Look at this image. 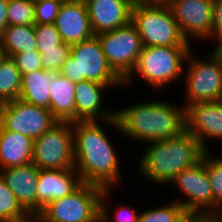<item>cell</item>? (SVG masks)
<instances>
[{"label":"cell","instance_id":"1","mask_svg":"<svg viewBox=\"0 0 222 222\" xmlns=\"http://www.w3.org/2000/svg\"><path fill=\"white\" fill-rule=\"evenodd\" d=\"M99 123V120L72 122L74 168L82 182L111 189L122 180L120 157L105 127L102 129Z\"/></svg>","mask_w":222,"mask_h":222},{"label":"cell","instance_id":"2","mask_svg":"<svg viewBox=\"0 0 222 222\" xmlns=\"http://www.w3.org/2000/svg\"><path fill=\"white\" fill-rule=\"evenodd\" d=\"M121 135L133 141H162L185 130V106L151 99L116 110Z\"/></svg>","mask_w":222,"mask_h":222},{"label":"cell","instance_id":"3","mask_svg":"<svg viewBox=\"0 0 222 222\" xmlns=\"http://www.w3.org/2000/svg\"><path fill=\"white\" fill-rule=\"evenodd\" d=\"M148 145L137 162L138 171L134 170L144 179L160 185L169 184L178 173L198 163L206 152L186 130L173 138L148 141Z\"/></svg>","mask_w":222,"mask_h":222},{"label":"cell","instance_id":"4","mask_svg":"<svg viewBox=\"0 0 222 222\" xmlns=\"http://www.w3.org/2000/svg\"><path fill=\"white\" fill-rule=\"evenodd\" d=\"M191 50L192 46L142 47L137 65L124 81V87L134 83L131 81L135 77L140 78L148 86L150 85L151 89L158 92L172 82L176 83L180 80L182 82L184 66Z\"/></svg>","mask_w":222,"mask_h":222},{"label":"cell","instance_id":"5","mask_svg":"<svg viewBox=\"0 0 222 222\" xmlns=\"http://www.w3.org/2000/svg\"><path fill=\"white\" fill-rule=\"evenodd\" d=\"M143 47L190 46L183 37L167 2H137L132 18Z\"/></svg>","mask_w":222,"mask_h":222},{"label":"cell","instance_id":"6","mask_svg":"<svg viewBox=\"0 0 222 222\" xmlns=\"http://www.w3.org/2000/svg\"><path fill=\"white\" fill-rule=\"evenodd\" d=\"M60 73L75 83L89 80L124 88V81L110 67L96 35L71 45L70 56Z\"/></svg>","mask_w":222,"mask_h":222},{"label":"cell","instance_id":"7","mask_svg":"<svg viewBox=\"0 0 222 222\" xmlns=\"http://www.w3.org/2000/svg\"><path fill=\"white\" fill-rule=\"evenodd\" d=\"M208 53L206 59L195 56L192 50L187 56L182 80L185 107L222 99V56L214 48Z\"/></svg>","mask_w":222,"mask_h":222},{"label":"cell","instance_id":"8","mask_svg":"<svg viewBox=\"0 0 222 222\" xmlns=\"http://www.w3.org/2000/svg\"><path fill=\"white\" fill-rule=\"evenodd\" d=\"M103 190L83 182L69 195L49 203L39 214L48 222H100Z\"/></svg>","mask_w":222,"mask_h":222},{"label":"cell","instance_id":"9","mask_svg":"<svg viewBox=\"0 0 222 222\" xmlns=\"http://www.w3.org/2000/svg\"><path fill=\"white\" fill-rule=\"evenodd\" d=\"M32 163L39 169L74 168L72 122H58L34 140Z\"/></svg>","mask_w":222,"mask_h":222},{"label":"cell","instance_id":"10","mask_svg":"<svg viewBox=\"0 0 222 222\" xmlns=\"http://www.w3.org/2000/svg\"><path fill=\"white\" fill-rule=\"evenodd\" d=\"M96 36L110 67L125 81L135 69L143 47L136 26L130 21Z\"/></svg>","mask_w":222,"mask_h":222},{"label":"cell","instance_id":"11","mask_svg":"<svg viewBox=\"0 0 222 222\" xmlns=\"http://www.w3.org/2000/svg\"><path fill=\"white\" fill-rule=\"evenodd\" d=\"M58 122L49 109L29 104L21 99L4 103L1 108L0 125L5 130L21 133L33 140Z\"/></svg>","mask_w":222,"mask_h":222},{"label":"cell","instance_id":"12","mask_svg":"<svg viewBox=\"0 0 222 222\" xmlns=\"http://www.w3.org/2000/svg\"><path fill=\"white\" fill-rule=\"evenodd\" d=\"M169 184L185 196V200L178 197L174 201L186 212H213V193L205 169V154L198 163L178 173Z\"/></svg>","mask_w":222,"mask_h":222},{"label":"cell","instance_id":"13","mask_svg":"<svg viewBox=\"0 0 222 222\" xmlns=\"http://www.w3.org/2000/svg\"><path fill=\"white\" fill-rule=\"evenodd\" d=\"M183 37L204 41L210 38L213 19V0H168Z\"/></svg>","mask_w":222,"mask_h":222},{"label":"cell","instance_id":"14","mask_svg":"<svg viewBox=\"0 0 222 222\" xmlns=\"http://www.w3.org/2000/svg\"><path fill=\"white\" fill-rule=\"evenodd\" d=\"M111 88L104 84L94 81L83 80L75 84V121H91L99 120L106 123L109 127L121 132L117 117L116 110L110 111L104 109L106 96L105 91Z\"/></svg>","mask_w":222,"mask_h":222},{"label":"cell","instance_id":"15","mask_svg":"<svg viewBox=\"0 0 222 222\" xmlns=\"http://www.w3.org/2000/svg\"><path fill=\"white\" fill-rule=\"evenodd\" d=\"M185 130L209 151L207 139L222 140V101L197 102L185 107Z\"/></svg>","mask_w":222,"mask_h":222},{"label":"cell","instance_id":"16","mask_svg":"<svg viewBox=\"0 0 222 222\" xmlns=\"http://www.w3.org/2000/svg\"><path fill=\"white\" fill-rule=\"evenodd\" d=\"M75 168L67 170L40 169L36 193V214L54 200L63 198L82 184Z\"/></svg>","mask_w":222,"mask_h":222},{"label":"cell","instance_id":"17","mask_svg":"<svg viewBox=\"0 0 222 222\" xmlns=\"http://www.w3.org/2000/svg\"><path fill=\"white\" fill-rule=\"evenodd\" d=\"M131 0H90L86 3L91 30L94 35L113 31L131 21Z\"/></svg>","mask_w":222,"mask_h":222},{"label":"cell","instance_id":"18","mask_svg":"<svg viewBox=\"0 0 222 222\" xmlns=\"http://www.w3.org/2000/svg\"><path fill=\"white\" fill-rule=\"evenodd\" d=\"M54 25L62 41L70 45L82 42L94 35L85 3L64 0Z\"/></svg>","mask_w":222,"mask_h":222},{"label":"cell","instance_id":"19","mask_svg":"<svg viewBox=\"0 0 222 222\" xmlns=\"http://www.w3.org/2000/svg\"><path fill=\"white\" fill-rule=\"evenodd\" d=\"M39 171L40 169L33 163L0 170L1 177L30 215L36 214Z\"/></svg>","mask_w":222,"mask_h":222},{"label":"cell","instance_id":"20","mask_svg":"<svg viewBox=\"0 0 222 222\" xmlns=\"http://www.w3.org/2000/svg\"><path fill=\"white\" fill-rule=\"evenodd\" d=\"M34 140L0 125V170L32 163Z\"/></svg>","mask_w":222,"mask_h":222},{"label":"cell","instance_id":"21","mask_svg":"<svg viewBox=\"0 0 222 222\" xmlns=\"http://www.w3.org/2000/svg\"><path fill=\"white\" fill-rule=\"evenodd\" d=\"M75 84L60 72L52 77L49 85L50 111L59 122L75 121Z\"/></svg>","mask_w":222,"mask_h":222},{"label":"cell","instance_id":"22","mask_svg":"<svg viewBox=\"0 0 222 222\" xmlns=\"http://www.w3.org/2000/svg\"><path fill=\"white\" fill-rule=\"evenodd\" d=\"M55 73L45 69L22 74L19 99L50 110L49 85Z\"/></svg>","mask_w":222,"mask_h":222},{"label":"cell","instance_id":"23","mask_svg":"<svg viewBox=\"0 0 222 222\" xmlns=\"http://www.w3.org/2000/svg\"><path fill=\"white\" fill-rule=\"evenodd\" d=\"M5 56L38 51L34 25L7 26L0 35Z\"/></svg>","mask_w":222,"mask_h":222},{"label":"cell","instance_id":"24","mask_svg":"<svg viewBox=\"0 0 222 222\" xmlns=\"http://www.w3.org/2000/svg\"><path fill=\"white\" fill-rule=\"evenodd\" d=\"M21 72L11 57L0 61V101L8 103L19 99L21 91Z\"/></svg>","mask_w":222,"mask_h":222},{"label":"cell","instance_id":"25","mask_svg":"<svg viewBox=\"0 0 222 222\" xmlns=\"http://www.w3.org/2000/svg\"><path fill=\"white\" fill-rule=\"evenodd\" d=\"M29 216L0 175V222L17 221Z\"/></svg>","mask_w":222,"mask_h":222},{"label":"cell","instance_id":"26","mask_svg":"<svg viewBox=\"0 0 222 222\" xmlns=\"http://www.w3.org/2000/svg\"><path fill=\"white\" fill-rule=\"evenodd\" d=\"M112 189H104L100 199V222H138L140 211L128 205L118 204L110 209L108 199L111 198ZM110 196V197H109ZM113 211V214L110 212ZM112 214V215H110Z\"/></svg>","mask_w":222,"mask_h":222},{"label":"cell","instance_id":"27","mask_svg":"<svg viewBox=\"0 0 222 222\" xmlns=\"http://www.w3.org/2000/svg\"><path fill=\"white\" fill-rule=\"evenodd\" d=\"M205 169L213 193V212L222 211V155L215 157L205 152Z\"/></svg>","mask_w":222,"mask_h":222},{"label":"cell","instance_id":"28","mask_svg":"<svg viewBox=\"0 0 222 222\" xmlns=\"http://www.w3.org/2000/svg\"><path fill=\"white\" fill-rule=\"evenodd\" d=\"M186 213L177 201H169L165 205L152 207L139 214L138 222H178Z\"/></svg>","mask_w":222,"mask_h":222},{"label":"cell","instance_id":"29","mask_svg":"<svg viewBox=\"0 0 222 222\" xmlns=\"http://www.w3.org/2000/svg\"><path fill=\"white\" fill-rule=\"evenodd\" d=\"M8 26L35 25V5L30 0H8Z\"/></svg>","mask_w":222,"mask_h":222},{"label":"cell","instance_id":"30","mask_svg":"<svg viewBox=\"0 0 222 222\" xmlns=\"http://www.w3.org/2000/svg\"><path fill=\"white\" fill-rule=\"evenodd\" d=\"M37 50L40 54L44 50L58 49V45L63 43L60 33L54 24H35L34 25Z\"/></svg>","mask_w":222,"mask_h":222},{"label":"cell","instance_id":"31","mask_svg":"<svg viewBox=\"0 0 222 222\" xmlns=\"http://www.w3.org/2000/svg\"><path fill=\"white\" fill-rule=\"evenodd\" d=\"M70 52L71 45L64 42L58 45V49L44 50L41 54L43 69L54 73L60 72Z\"/></svg>","mask_w":222,"mask_h":222},{"label":"cell","instance_id":"32","mask_svg":"<svg viewBox=\"0 0 222 222\" xmlns=\"http://www.w3.org/2000/svg\"><path fill=\"white\" fill-rule=\"evenodd\" d=\"M64 0H43L35 3V24H54Z\"/></svg>","mask_w":222,"mask_h":222},{"label":"cell","instance_id":"33","mask_svg":"<svg viewBox=\"0 0 222 222\" xmlns=\"http://www.w3.org/2000/svg\"><path fill=\"white\" fill-rule=\"evenodd\" d=\"M22 74L43 69L41 54L38 51L17 53L11 57Z\"/></svg>","mask_w":222,"mask_h":222},{"label":"cell","instance_id":"34","mask_svg":"<svg viewBox=\"0 0 222 222\" xmlns=\"http://www.w3.org/2000/svg\"><path fill=\"white\" fill-rule=\"evenodd\" d=\"M209 40L217 44L222 40V0H213L212 30Z\"/></svg>","mask_w":222,"mask_h":222},{"label":"cell","instance_id":"35","mask_svg":"<svg viewBox=\"0 0 222 222\" xmlns=\"http://www.w3.org/2000/svg\"><path fill=\"white\" fill-rule=\"evenodd\" d=\"M197 222H222V211L197 212Z\"/></svg>","mask_w":222,"mask_h":222},{"label":"cell","instance_id":"36","mask_svg":"<svg viewBox=\"0 0 222 222\" xmlns=\"http://www.w3.org/2000/svg\"><path fill=\"white\" fill-rule=\"evenodd\" d=\"M8 0H0V35L8 26L7 22Z\"/></svg>","mask_w":222,"mask_h":222},{"label":"cell","instance_id":"37","mask_svg":"<svg viewBox=\"0 0 222 222\" xmlns=\"http://www.w3.org/2000/svg\"><path fill=\"white\" fill-rule=\"evenodd\" d=\"M178 222H197V212H186Z\"/></svg>","mask_w":222,"mask_h":222},{"label":"cell","instance_id":"38","mask_svg":"<svg viewBox=\"0 0 222 222\" xmlns=\"http://www.w3.org/2000/svg\"><path fill=\"white\" fill-rule=\"evenodd\" d=\"M32 222H48L40 214L32 215Z\"/></svg>","mask_w":222,"mask_h":222},{"label":"cell","instance_id":"39","mask_svg":"<svg viewBox=\"0 0 222 222\" xmlns=\"http://www.w3.org/2000/svg\"><path fill=\"white\" fill-rule=\"evenodd\" d=\"M215 47L214 49L222 56V40L218 43V45L216 44Z\"/></svg>","mask_w":222,"mask_h":222},{"label":"cell","instance_id":"40","mask_svg":"<svg viewBox=\"0 0 222 222\" xmlns=\"http://www.w3.org/2000/svg\"><path fill=\"white\" fill-rule=\"evenodd\" d=\"M11 222H32V215H30L29 217H26L24 219L17 220V221H11Z\"/></svg>","mask_w":222,"mask_h":222},{"label":"cell","instance_id":"41","mask_svg":"<svg viewBox=\"0 0 222 222\" xmlns=\"http://www.w3.org/2000/svg\"><path fill=\"white\" fill-rule=\"evenodd\" d=\"M5 57V54H4V50H3V46L1 45V42H0V61Z\"/></svg>","mask_w":222,"mask_h":222},{"label":"cell","instance_id":"42","mask_svg":"<svg viewBox=\"0 0 222 222\" xmlns=\"http://www.w3.org/2000/svg\"><path fill=\"white\" fill-rule=\"evenodd\" d=\"M168 0H139V2H167Z\"/></svg>","mask_w":222,"mask_h":222},{"label":"cell","instance_id":"43","mask_svg":"<svg viewBox=\"0 0 222 222\" xmlns=\"http://www.w3.org/2000/svg\"><path fill=\"white\" fill-rule=\"evenodd\" d=\"M73 1H76V2H81V3H87L88 1H90V0H73Z\"/></svg>","mask_w":222,"mask_h":222},{"label":"cell","instance_id":"44","mask_svg":"<svg viewBox=\"0 0 222 222\" xmlns=\"http://www.w3.org/2000/svg\"><path fill=\"white\" fill-rule=\"evenodd\" d=\"M30 1H32L35 4V3L41 2L43 0H30Z\"/></svg>","mask_w":222,"mask_h":222},{"label":"cell","instance_id":"45","mask_svg":"<svg viewBox=\"0 0 222 222\" xmlns=\"http://www.w3.org/2000/svg\"><path fill=\"white\" fill-rule=\"evenodd\" d=\"M3 103L0 101V118H1V108H2Z\"/></svg>","mask_w":222,"mask_h":222},{"label":"cell","instance_id":"46","mask_svg":"<svg viewBox=\"0 0 222 222\" xmlns=\"http://www.w3.org/2000/svg\"><path fill=\"white\" fill-rule=\"evenodd\" d=\"M131 1H133L134 3H137V2H139V0H131Z\"/></svg>","mask_w":222,"mask_h":222}]
</instances>
